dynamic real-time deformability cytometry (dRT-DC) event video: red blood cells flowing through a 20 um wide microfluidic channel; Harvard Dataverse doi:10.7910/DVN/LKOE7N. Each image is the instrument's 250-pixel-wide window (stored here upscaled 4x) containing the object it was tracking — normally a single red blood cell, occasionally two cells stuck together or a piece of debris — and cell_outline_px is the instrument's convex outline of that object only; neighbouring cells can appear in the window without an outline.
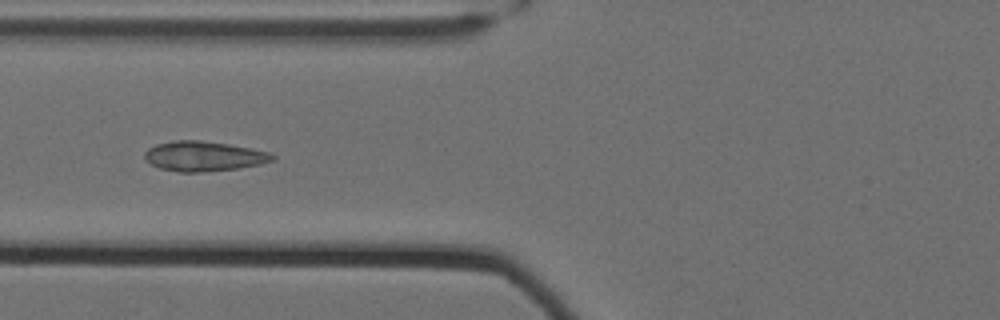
{"species": "Egyptian fruit bat (a non-hibernating species)", "species_latin": "Rousettus aegyptiacus", "temperature_condition": "cold", "stored_images_in_passage": 56, "camera_frame_rate_fps": 3000, "um_per_image_px": 0.085, "animal": {"sex": "female"}, "frame": {"image": 1, "passage_image": 22, "time_ms": 7.0, "image_size_px": [1000, 320], "cell_outline_px": [[276, 160], [260, 164], [240, 168], [200, 172], [180, 172], [160, 168], [148, 164], [144, 160], [144, 152], [148, 148], [156, 144], [172, 140], [200, 140], [228, 144], [268, 152], [276, 156]], "centroid_in_image_um": [17.27, 13.28], "position_along_channel_um": 108.5, "area_um2": 22.43}}
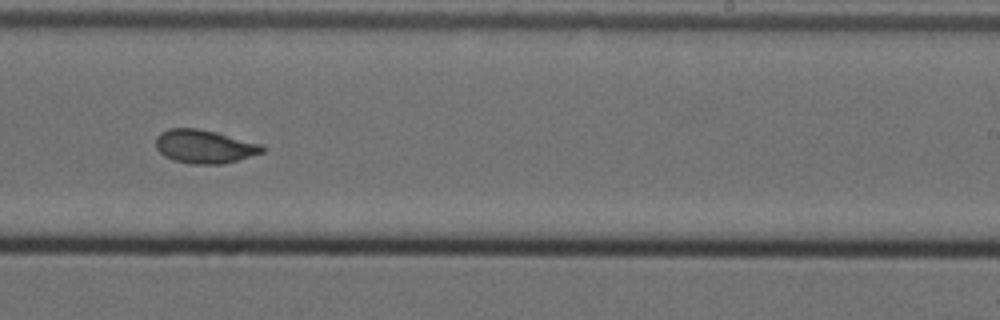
{"frame": {"image": 2, "passage_image": 36, "time_ms": 11.667, "image_size_px": [1000, 320], "cell_outline_px": [[264, 152], [236, 160], [220, 164], [188, 164], [172, 160], [164, 156], [156, 148], [156, 136], [160, 132], [168, 128], [196, 128], [216, 132], [260, 144], [264, 148]], "centroid_in_image_um": [17.31, 12.45], "position_along_channel_um": 271.7, "area_um2": 20.69}}
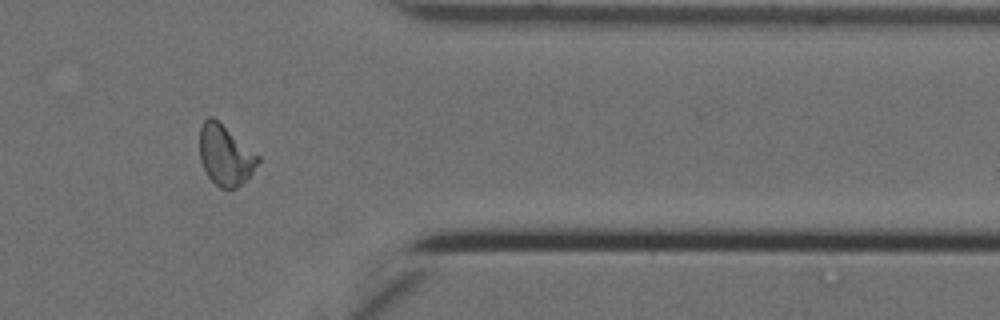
{"frame": {"image": 3, "passage_image": 47, "time_ms": 15.333, "image_size_px": [1000, 320], "cell_outline_px": [[260, 160], [252, 172], [236, 188], [220, 188], [208, 176], [200, 160], [200, 128], [204, 120], [208, 116], [212, 116], [260, 156]], "centroid_in_image_um": [19.14, 13.18], "position_along_channel_um": 392.3, "area_um2": 20.11}, "authors_computed_cell_mechanics": {"area_um2": 20.9236, "velocity_mm_per_s": 3.4907, "shape_relaxation_time_tau1_ms": 8.1751, "shape_relaxation_time_tau2_ms": 0.598, "deformation_change_tau1": 0.1816, "deformation_change_tau2": 0.0499}}